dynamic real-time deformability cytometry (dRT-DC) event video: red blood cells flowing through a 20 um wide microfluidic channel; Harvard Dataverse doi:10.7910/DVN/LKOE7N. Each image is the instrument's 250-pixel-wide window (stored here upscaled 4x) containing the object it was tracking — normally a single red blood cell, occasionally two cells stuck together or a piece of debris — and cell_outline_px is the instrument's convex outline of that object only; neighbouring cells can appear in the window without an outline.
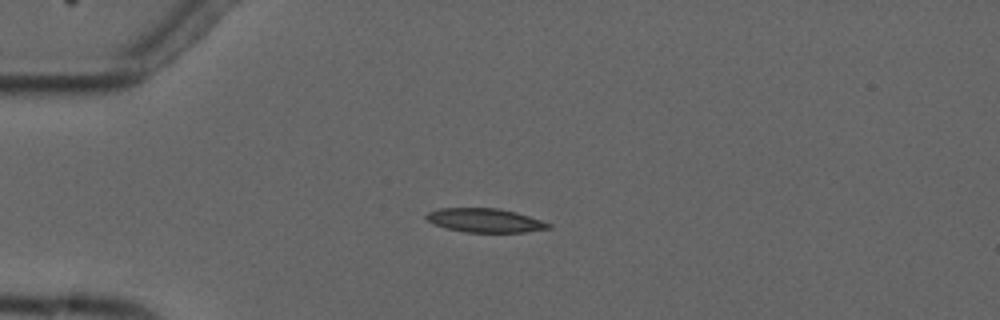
{"species": "common noctule bat (a hibernating species)", "species_latin": "Nyctalus noctula", "temperature_condition": "cold", "stored_images_in_passage": 9, "camera_frame_rate_fps": 3000, "um_per_image_px": 0.085, "animal": {"sex": "male", "forearm_length_mm": 52.5}, "frame": {"image": 1, "passage_image": 3, "time_ms": 3.667, "image_size_px": [1000, 320], "cell_outline_px": [[552, 228], [524, 232], [464, 232], [444, 228], [432, 224], [424, 216], [428, 212], [440, 208], [500, 208], [516, 212], [552, 224]], "centroid_in_image_um": [41.2, 18.73], "position_along_channel_um": 43.8, "area_um2": 17.11}}
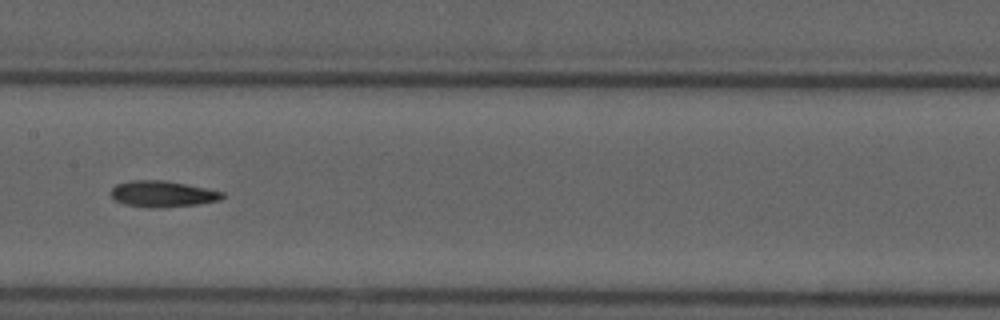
{"frame": {"image": 2, "passage_image": 7, "time_ms": 8.333, "image_size_px": [1000, 320], "cell_outline_px": [[224, 196], [220, 200], [196, 204], [160, 208], [152, 208], [124, 204], [116, 200], [112, 196], [112, 188], [116, 184], [132, 180], [164, 180], [224, 192]], "centroid_in_image_um": [13.8, 16.48], "position_along_channel_um": 193.6, "area_um2": 16.76}}
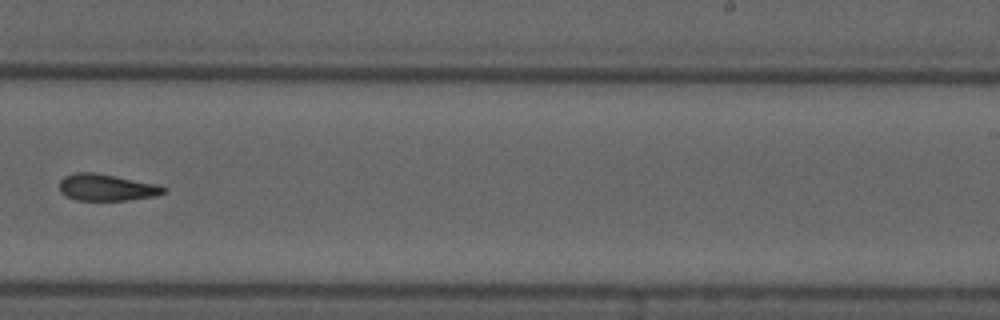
{"frame": {"image": 3, "passage_image": 9, "time_ms": 10.667, "image_size_px": [1000, 320], "cell_outline_px": [[168, 192], [156, 196], [128, 200], [76, 200], [60, 192], [60, 180], [64, 176], [76, 172], [92, 172], [116, 176], [160, 184], [168, 188]], "centroid_in_image_um": [9.13, 15.93], "position_along_channel_um": 279.9, "area_um2": 16.42}}